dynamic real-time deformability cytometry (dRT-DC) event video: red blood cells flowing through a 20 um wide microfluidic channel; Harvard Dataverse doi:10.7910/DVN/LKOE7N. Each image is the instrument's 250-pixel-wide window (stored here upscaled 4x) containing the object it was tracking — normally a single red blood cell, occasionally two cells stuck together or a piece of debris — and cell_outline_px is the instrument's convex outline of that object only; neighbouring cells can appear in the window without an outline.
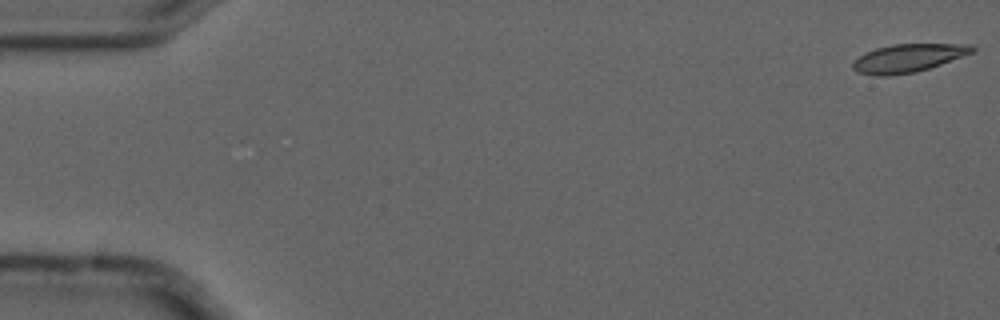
{"species": "common noctule bat (a hibernating species)", "species_latin": "Nyctalus noctula", "temperature_condition": "cold", "stored_images_in_passage": 5, "camera_frame_rate_fps": 3000, "um_per_image_px": 0.085, "animal": {"sex": "male", "forearm_length_mm": 52.5}, "frame": {"image": 1, "passage_image": 1, "time_ms": 0.0, "image_size_px": [1000, 320], "cell_outline_px": [[976, 52], [916, 72], [888, 76], [876, 76], [856, 72], [852, 68], [852, 64], [864, 52], [876, 48], [892, 44], [972, 44], [976, 48]], "centroid_in_image_um": [77.2, 4.93], "position_along_channel_um": 7.8, "area_um2": 19.71}}
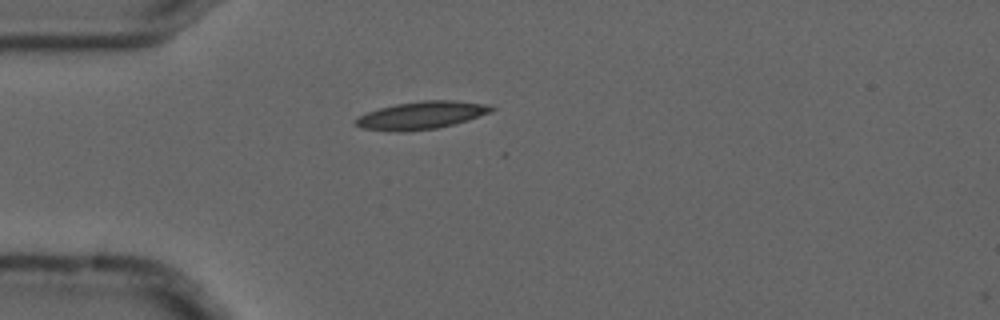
{"frame": {"image": 2, "passage_image": 5, "time_ms": 1.333, "image_size_px": [1000, 320], "cell_outline_px": [[496, 108], [492, 112], [468, 120], [436, 128], [404, 132], [396, 132], [360, 128], [352, 124], [352, 120], [368, 112], [380, 108], [396, 104], [424, 100], [452, 100], [492, 104]], "centroid_in_image_um": [35.82, 9.8], "position_along_channel_um": 49.2, "area_um2": 22.14}}